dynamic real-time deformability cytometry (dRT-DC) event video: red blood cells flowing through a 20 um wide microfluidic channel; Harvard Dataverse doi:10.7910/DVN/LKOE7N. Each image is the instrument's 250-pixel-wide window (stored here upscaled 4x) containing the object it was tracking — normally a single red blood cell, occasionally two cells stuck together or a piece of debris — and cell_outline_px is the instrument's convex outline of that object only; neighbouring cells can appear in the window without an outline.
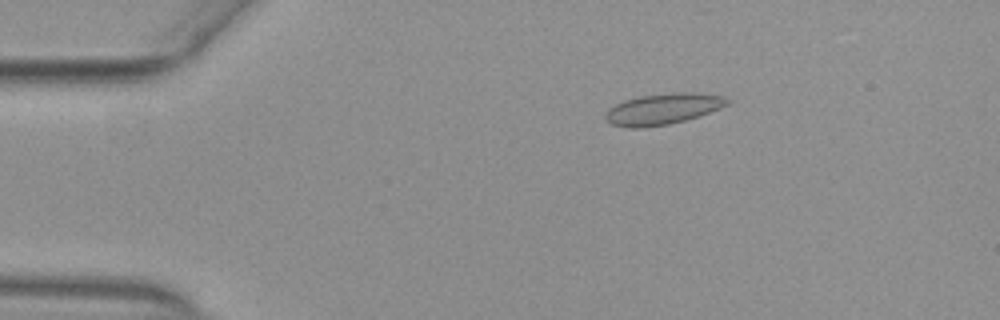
{"species": "common noctule bat (a hibernating species)", "species_latin": "Nyctalus noctula", "temperature_condition": "warm", "stored_images_in_passage": 42, "camera_frame_rate_fps": 3000, "um_per_image_px": 0.085, "animal": {"sex": "female", "body_mass_g": 29.2, "forearm_length_mm": 56.3}, "frame": {"image": 1, "passage_image": 10, "time_ms": 3.0, "image_size_px": [1000, 320], "cell_outline_px": [[732, 100], [728, 104], [720, 108], [684, 120], [668, 124], [640, 128], [628, 128], [612, 124], [604, 120], [604, 112], [608, 108], [624, 100], [640, 96], [672, 92], [700, 92], [724, 96]], "centroid_in_image_um": [56.32, 9.25], "position_along_channel_um": 28.7, "area_um2": 22.2}}
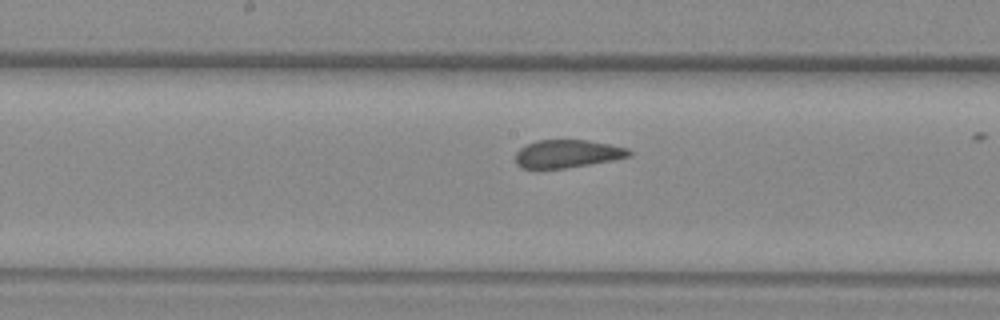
{"frame": {"image": 2, "passage_image": 28, "time_ms": 9.0, "image_size_px": [1000, 320], "cell_outline_px": [[632, 156], [612, 160], [564, 168], [520, 168], [516, 164], [516, 152], [520, 148], [536, 140], [588, 140], [628, 148], [632, 152]], "centroid_in_image_um": [48.23, 13.06], "position_along_channel_um": 200.0, "area_um2": 18.38}}
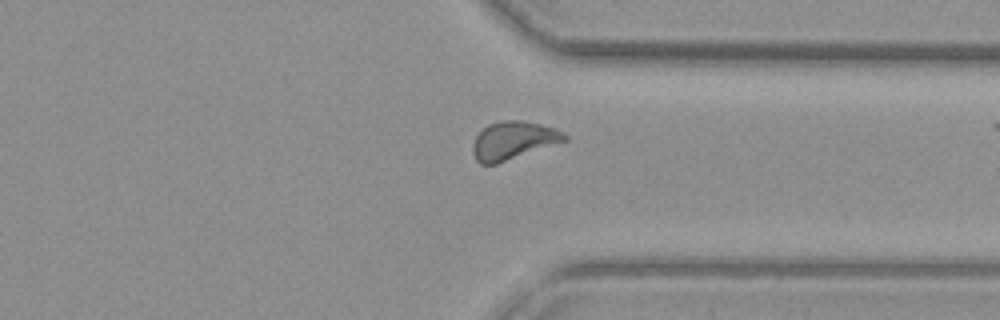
{"frame": {"image": 3, "passage_image": 41, "time_ms": 13.333, "image_size_px": [1000, 320], "cell_outline_px": [[568, 140], [496, 164], [480, 164], [476, 160], [472, 152], [472, 144], [476, 136], [488, 124], [500, 120], [520, 120], [540, 124], [556, 128], [568, 136]], "centroid_in_image_um": [43.62, 11.93], "position_along_channel_um": 367.8, "area_um2": 20.35}}